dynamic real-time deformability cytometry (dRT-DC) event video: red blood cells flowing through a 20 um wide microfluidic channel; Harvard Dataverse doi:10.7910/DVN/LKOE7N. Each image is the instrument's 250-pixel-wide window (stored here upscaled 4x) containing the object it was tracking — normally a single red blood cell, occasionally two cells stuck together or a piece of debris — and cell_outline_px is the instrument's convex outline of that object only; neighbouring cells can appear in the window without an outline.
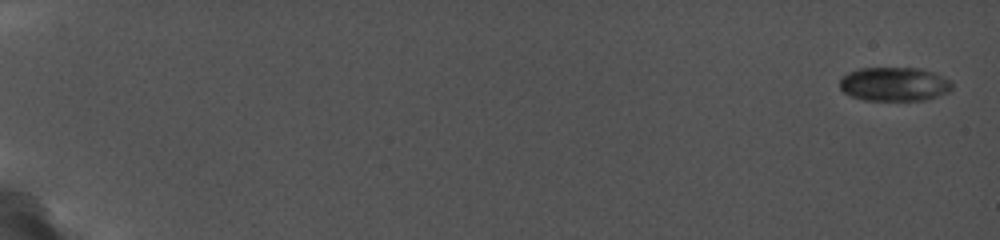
{"species": "common noctule bat (a hibernating species)", "species_latin": "Nyctalus noctula", "temperature_condition": "cold", "stored_images_in_passage": 46, "camera_frame_rate_fps": 5000, "um_per_image_px": 0.085, "animal": {"sex": "female", "body_mass_g": 19.0, "forearm_length_mm": 56.7}, "frame": {"image": 1, "passage_image": 1, "time_ms": 0.0, "image_size_px": [1000, 240], "cell_outline_px": [[952, 88], [948, 92], [936, 96], [920, 100], [864, 100], [852, 96], [844, 92], [840, 88], [840, 80], [848, 72], [860, 68], [920, 68], [936, 72], [952, 80]], "centroid_in_image_um": [76.04, 7.13], "position_along_channel_um": 9.0, "area_um2": 22.25}}
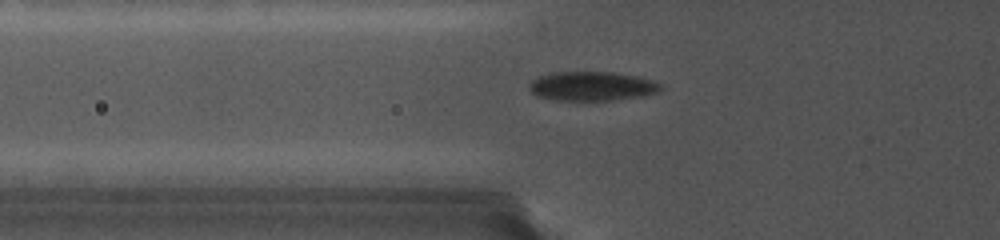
{"frame": {"image": 2, "passage_image": 14, "time_ms": 7.2, "image_size_px": [1000, 240], "cell_outline_px": [[664, 88], [656, 92], [640, 96], [608, 100], [556, 100], [536, 96], [532, 92], [528, 84], [532, 80], [540, 76], [556, 72], [612, 72], [636, 76], [652, 80], [664, 84]], "centroid_in_image_um": [50.33, 7.32], "position_along_channel_um": 75.5, "area_um2": 22.2}}
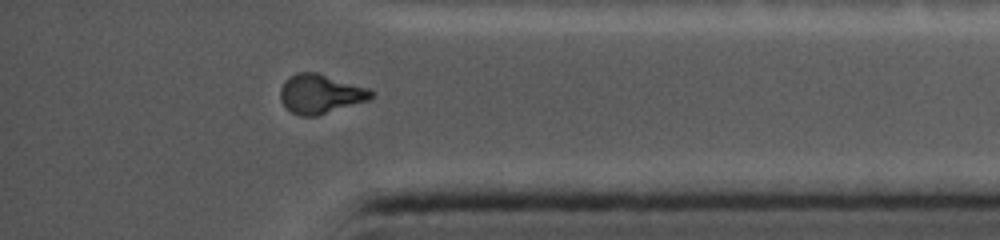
{"frame": {"image": 3, "passage_image": 42, "time_ms": 16.0, "image_size_px": [1000, 240], "cell_outline_px": [[372, 96], [368, 100], [316, 116], [300, 116], [292, 112], [280, 100], [280, 88], [284, 80], [288, 76], [296, 72], [316, 72], [368, 88], [372, 92]], "centroid_in_image_um": [27.18, 7.97], "position_along_channel_um": 408.0, "area_um2": 20.58}}